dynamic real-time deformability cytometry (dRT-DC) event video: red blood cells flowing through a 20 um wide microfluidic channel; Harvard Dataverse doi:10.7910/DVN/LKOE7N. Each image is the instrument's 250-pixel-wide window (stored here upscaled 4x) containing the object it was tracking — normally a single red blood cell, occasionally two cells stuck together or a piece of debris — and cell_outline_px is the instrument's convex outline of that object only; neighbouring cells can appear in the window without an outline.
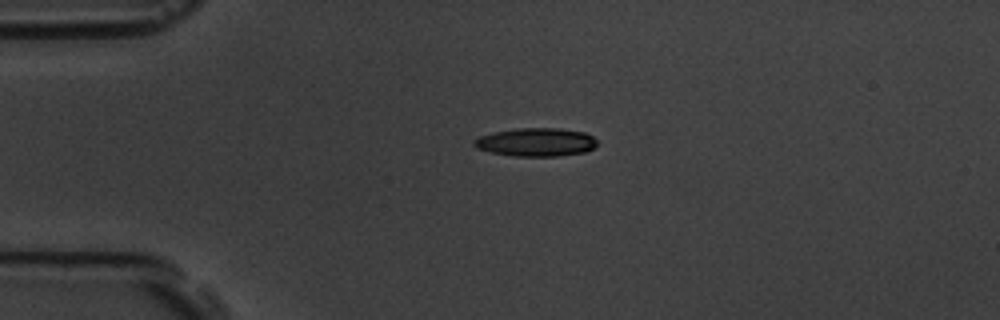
{"species": "common noctule bat (a hibernating species)", "species_latin": "Nyctalus noctula", "temperature_condition": "room temperature", "stored_images_in_passage": 1, "camera_frame_rate_fps": 3000, "um_per_image_px": 0.085, "animal": {"sex": "male", "body_mass_g": 19.5, "forearm_length_mm": 54.6}, "frame": {"image": 1, "passage_image": 1, "time_ms": 0.0, "image_size_px": [1000, 320], "cell_outline_px": [[596, 148], [584, 152], [556, 156], [512, 156], [492, 152], [476, 148], [472, 144], [472, 140], [480, 136], [496, 132], [516, 128], [560, 128], [584, 132], [592, 136], [596, 140]], "centroid_in_image_um": [45.56, 12.08], "position_along_channel_um": 39.4, "area_um2": 20.35}}